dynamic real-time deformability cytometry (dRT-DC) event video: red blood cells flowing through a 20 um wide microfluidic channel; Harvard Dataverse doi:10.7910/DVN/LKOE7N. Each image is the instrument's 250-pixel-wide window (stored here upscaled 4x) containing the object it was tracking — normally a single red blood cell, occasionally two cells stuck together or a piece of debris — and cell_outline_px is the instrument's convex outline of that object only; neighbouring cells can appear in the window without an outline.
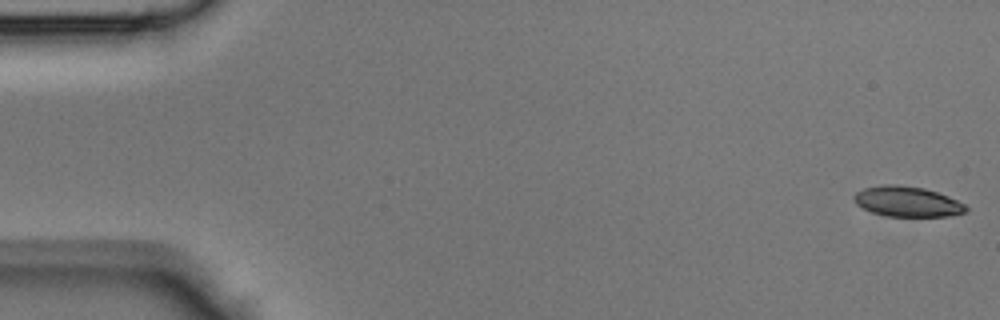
{"species": "Egyptian fruit bat (a non-hibernating species)", "species_latin": "Rousettus aegyptiacus", "temperature_condition": "room temperature", "stored_images_in_passage": 7, "camera_frame_rate_fps": 3000, "um_per_image_px": 0.085, "animal": {"sex": "male"}, "frame": {"image": 1, "passage_image": 1, "time_ms": 0.0, "image_size_px": [1000, 320], "cell_outline_px": [[968, 208], [964, 212], [948, 216], [888, 216], [872, 212], [856, 204], [852, 200], [852, 196], [856, 192], [864, 188], [884, 184], [896, 184], [924, 188], [948, 196], [964, 204]], "centroid_in_image_um": [77.07, 17.12], "position_along_channel_um": 7.9, "area_um2": 19.65}}